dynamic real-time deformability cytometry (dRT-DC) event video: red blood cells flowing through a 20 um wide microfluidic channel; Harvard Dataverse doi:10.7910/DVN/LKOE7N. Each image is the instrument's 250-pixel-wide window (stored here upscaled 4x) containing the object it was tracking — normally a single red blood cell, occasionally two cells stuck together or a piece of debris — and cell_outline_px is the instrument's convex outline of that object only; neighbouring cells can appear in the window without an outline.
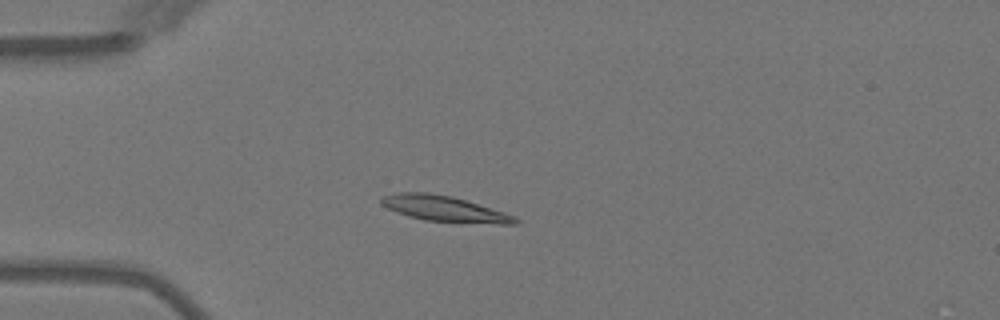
{"species": "Egyptian fruit bat (a non-hibernating species)", "species_latin": "Rousettus aegyptiacus", "temperature_condition": "warm", "stored_images_in_passage": 5, "camera_frame_rate_fps": 3000, "um_per_image_px": 0.085, "animal": {"sex": "female"}, "frame": {"image": 1, "passage_image": 4, "time_ms": 3.667, "image_size_px": [1000, 320], "cell_outline_px": [[520, 220], [516, 224], [500, 224], [424, 220], [408, 216], [396, 212], [380, 204], [380, 196], [396, 192], [428, 192], [452, 196], [504, 212], [516, 216]], "centroid_in_image_um": [37.73, 17.73], "position_along_channel_um": 47.3, "area_um2": 20.06}}